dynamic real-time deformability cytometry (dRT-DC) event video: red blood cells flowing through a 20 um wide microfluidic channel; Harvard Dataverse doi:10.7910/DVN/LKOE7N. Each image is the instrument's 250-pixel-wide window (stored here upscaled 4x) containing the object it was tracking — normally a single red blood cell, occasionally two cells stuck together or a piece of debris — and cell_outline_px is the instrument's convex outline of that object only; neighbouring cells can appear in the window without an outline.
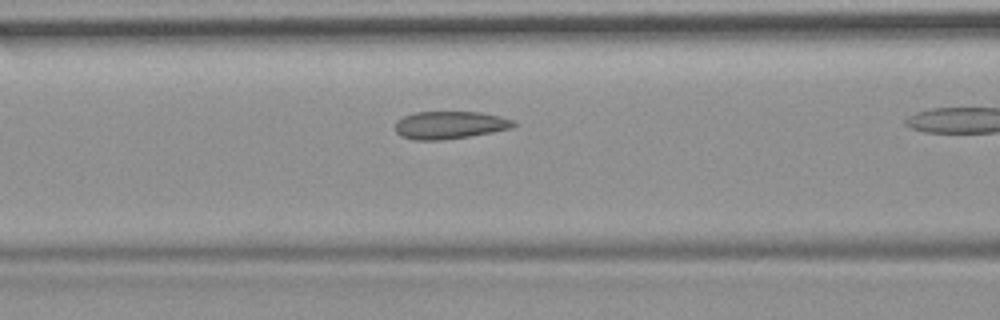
{"species": "common noctule bat (a hibernating species)", "species_latin": "Nyctalus noctula", "temperature_condition": "room temperature", "stored_images_in_passage": 30, "camera_frame_rate_fps": 3000, "um_per_image_px": 0.085, "animal": {"sex": "female", "body_mass_g": 19.9}, "frame": {"image": 1, "passage_image": 9, "time_ms": 2.667, "image_size_px": [1000, 320], "cell_outline_px": [[516, 128], [468, 136], [440, 140], [412, 140], [400, 136], [396, 132], [396, 120], [404, 116], [416, 112], [480, 112], [500, 116], [512, 120], [516, 124]], "centroid_in_image_um": [38.23, 10.63], "position_along_channel_um": 128.4, "area_um2": 19.13}}